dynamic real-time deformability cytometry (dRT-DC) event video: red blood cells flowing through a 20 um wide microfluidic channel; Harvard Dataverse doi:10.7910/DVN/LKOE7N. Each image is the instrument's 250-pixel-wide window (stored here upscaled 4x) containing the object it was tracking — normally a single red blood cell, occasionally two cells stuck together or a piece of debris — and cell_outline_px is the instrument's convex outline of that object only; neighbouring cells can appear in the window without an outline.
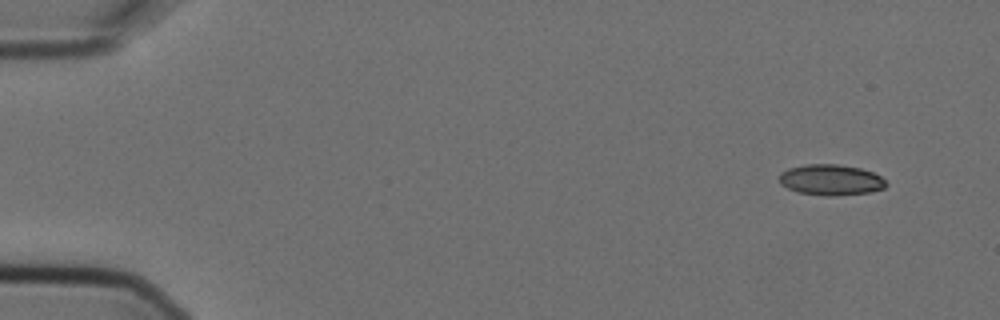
{"species": "Egyptian fruit bat (a non-hibernating species)", "species_latin": "Rousettus aegyptiacus", "temperature_condition": "cold", "stored_images_in_passage": 4, "camera_frame_rate_fps": 3000, "um_per_image_px": 0.085, "animal": {"sex": "female"}, "frame": {"image": 1, "passage_image": 1, "time_ms": 0.0, "image_size_px": [1000, 320], "cell_outline_px": [[888, 184], [884, 188], [868, 192], [832, 196], [828, 196], [800, 192], [788, 188], [780, 184], [780, 172], [788, 168], [804, 164], [836, 164], [860, 168], [872, 172], [880, 176]], "centroid_in_image_um": [70.61, 15.28], "position_along_channel_um": 14.4, "area_um2": 19.02}}
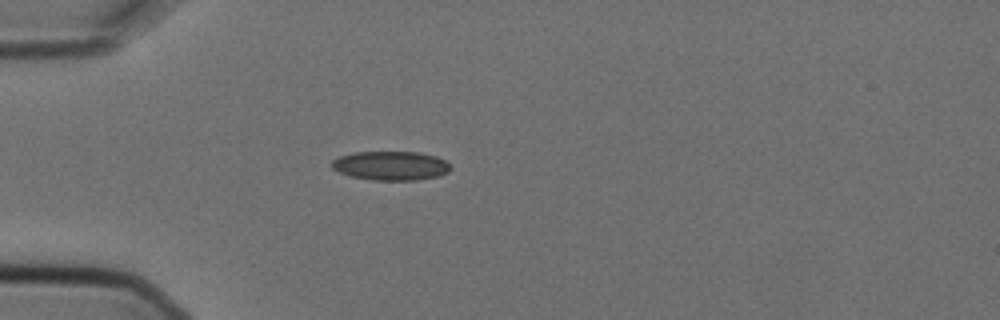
{"frame": {"image": 2, "passage_image": 4, "time_ms": 1.0, "image_size_px": [1000, 320], "cell_outline_px": [[452, 168], [448, 172], [440, 176], [416, 180], [372, 180], [352, 176], [340, 172], [332, 168], [332, 160], [340, 156], [352, 152], [420, 152], [436, 156], [444, 160]], "centroid_in_image_um": [33.24, 14.08], "position_along_channel_um": 51.8, "area_um2": 20.11}}